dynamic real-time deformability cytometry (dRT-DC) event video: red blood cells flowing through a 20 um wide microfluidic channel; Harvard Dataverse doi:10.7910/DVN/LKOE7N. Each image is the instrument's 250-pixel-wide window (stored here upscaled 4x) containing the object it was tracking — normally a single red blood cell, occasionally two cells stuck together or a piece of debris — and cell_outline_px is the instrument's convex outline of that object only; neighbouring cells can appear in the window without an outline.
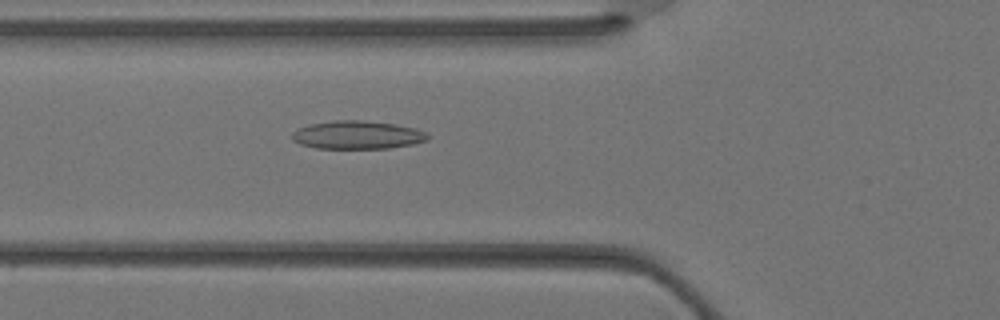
{"species": "Egyptian fruit bat (a non-hibernating species)", "species_latin": "Rousettus aegyptiacus", "temperature_condition": "warm", "stored_images_in_passage": 36, "camera_frame_rate_fps": 3000, "um_per_image_px": 0.085, "animal": {"sex": "female"}, "frame": {"image": 1, "passage_image": 13, "time_ms": 4.0, "image_size_px": [1000, 320], "cell_outline_px": [[428, 140], [412, 144], [388, 148], [316, 148], [300, 144], [292, 140], [292, 132], [296, 128], [312, 124], [332, 120], [364, 120], [396, 124], [416, 128], [428, 132]], "centroid_in_image_um": [30.38, 11.46], "position_along_channel_um": 95.4, "area_um2": 22.43}}
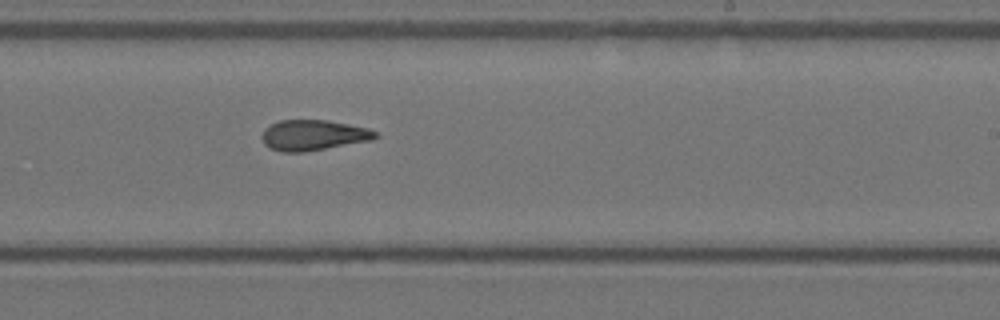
{"frame": {"image": 2, "passage_image": 22, "time_ms": 7.0, "image_size_px": [1000, 320], "cell_outline_px": [[376, 136], [372, 140], [304, 152], [280, 152], [268, 148], [264, 144], [260, 136], [264, 128], [280, 120], [328, 120], [368, 128], [376, 132]], "centroid_in_image_um": [26.57, 11.49], "position_along_channel_um": 262.4, "area_um2": 20.23}}
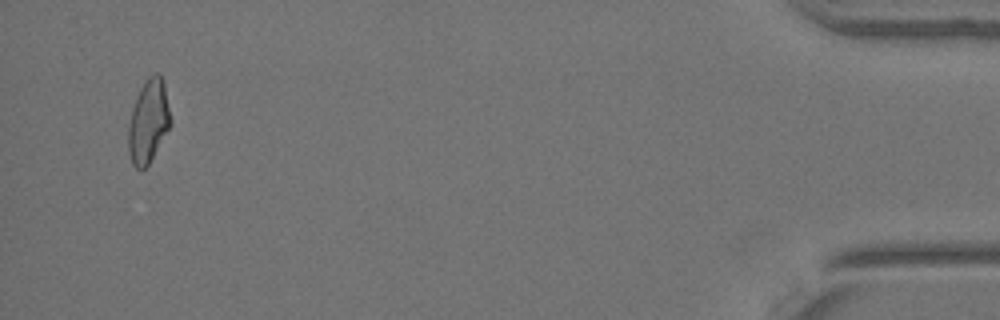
{"frame": {"image": 3, "passage_image": 35, "time_ms": 11.333, "image_size_px": [1000, 320], "cell_outline_px": [[172, 124], [148, 164], [144, 168], [136, 168], [132, 164], [128, 152], [128, 124], [132, 108], [136, 96], [140, 88], [148, 76], [156, 72], [160, 72], [164, 84], [172, 120]], "centroid_in_image_um": [12.61, 10.28], "position_along_channel_um": 422.6, "area_um2": 20.63}}